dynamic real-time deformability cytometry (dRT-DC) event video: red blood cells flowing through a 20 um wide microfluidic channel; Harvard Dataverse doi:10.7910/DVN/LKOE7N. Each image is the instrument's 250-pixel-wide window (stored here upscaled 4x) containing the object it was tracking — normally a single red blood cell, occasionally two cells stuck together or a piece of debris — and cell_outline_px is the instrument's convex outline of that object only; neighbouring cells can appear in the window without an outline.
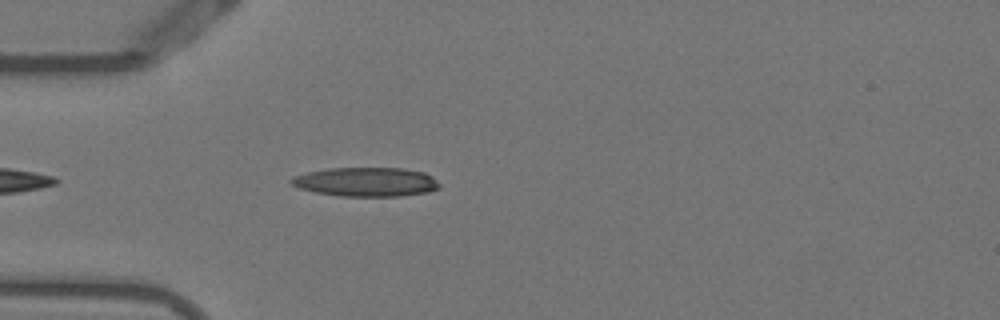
{"species": "Egyptian fruit bat (a non-hibernating species)", "species_latin": "Rousettus aegyptiacus", "temperature_condition": "warm", "stored_images_in_passage": 41, "camera_frame_rate_fps": 3000, "um_per_image_px": 0.085, "animal": {"sex": "female"}, "frame": {"image": 1, "passage_image": 5, "time_ms": 1.333, "image_size_px": [1000, 320], "cell_outline_px": [[440, 188], [428, 192], [400, 196], [340, 196], [316, 192], [300, 188], [292, 184], [288, 180], [292, 176], [308, 172], [328, 168], [400, 168], [424, 172], [432, 176], [440, 184]], "centroid_in_image_um": [31.12, 15.46], "position_along_channel_um": 53.9, "area_um2": 25.14}}
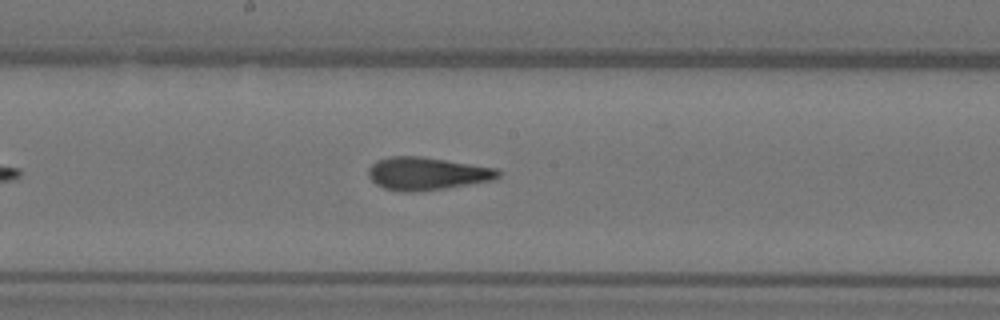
{"frame": {"image": 2, "passage_image": 18, "time_ms": 5.667, "image_size_px": [1000, 320], "cell_outline_px": [[500, 176], [492, 180], [444, 188], [412, 192], [400, 192], [384, 188], [376, 184], [368, 176], [368, 168], [376, 160], [388, 156], [420, 156], [496, 168], [500, 172]], "centroid_in_image_um": [36.23, 14.75], "position_along_channel_um": 212.0, "area_um2": 24.68}}
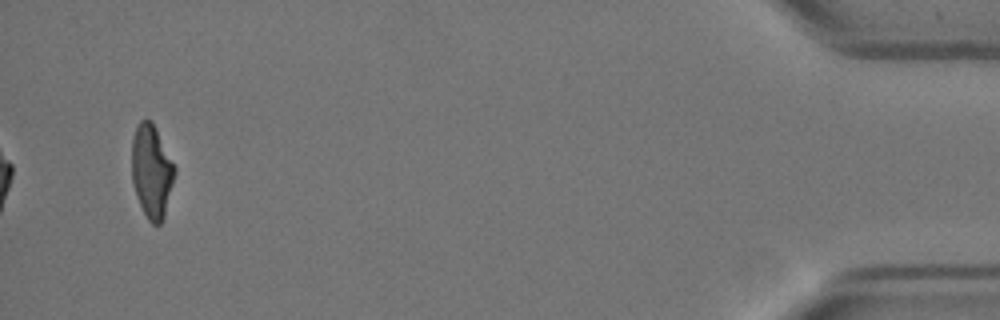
{"frame": {"image": 3, "passage_image": 41, "time_ms": 13.333, "image_size_px": [1000, 320], "cell_outline_px": [[176, 172], [164, 216], [160, 224], [152, 224], [148, 220], [136, 196], [132, 184], [132, 136], [140, 120], [152, 120], [176, 168]], "centroid_in_image_um": [12.88, 14.55], "position_along_channel_um": 422.3, "area_um2": 23.29}, "authors_computed_cell_mechanics": {"area_um2": 24.1026, "velocity_mm_per_s": 3.798, "shape_relaxation_time_tau1_ms": 8.366, "shape_relaxation_time_tau2_ms": 1.5888, "deformation_change_tau1": 0.272, "deformation_change_tau2": 0.0988}}